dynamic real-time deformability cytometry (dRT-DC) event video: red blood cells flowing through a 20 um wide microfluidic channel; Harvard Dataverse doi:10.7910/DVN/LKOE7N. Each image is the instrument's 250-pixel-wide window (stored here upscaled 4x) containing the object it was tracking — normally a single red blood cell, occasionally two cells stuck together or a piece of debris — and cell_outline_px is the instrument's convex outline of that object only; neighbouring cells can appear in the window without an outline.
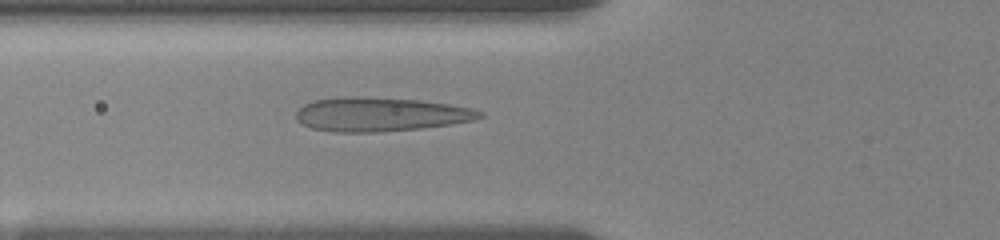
{"species": "human", "species_latin": "Homo sapiens", "temperature_condition": "room temperature", "stored_images_in_passage": 28, "camera_frame_rate_fps": 3000, "um_per_image_px": 0.085, "donor": {"sex": "female"}, "frame": {"image": 1, "passage_image": 8, "time_ms": 5.667, "image_size_px": [1000, 240], "cell_outline_px": [[484, 116], [472, 120], [448, 124], [420, 128], [380, 132], [332, 132], [312, 128], [296, 120], [296, 112], [304, 104], [312, 100], [344, 96], [352, 96], [420, 100], [448, 104], [472, 108], [484, 112]], "centroid_in_image_um": [32.3, 9.71], "position_along_channel_um": 93.5, "area_um2": 36.3}}
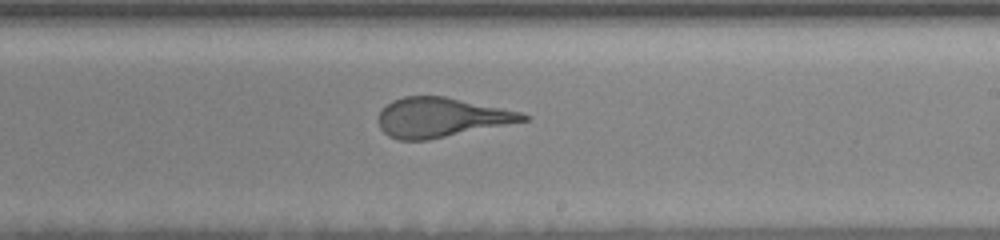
{"frame": {"image": 2, "passage_image": 16, "time_ms": 10.0, "image_size_px": [1000, 240], "cell_outline_px": [[532, 116], [528, 120], [428, 140], [400, 140], [388, 136], [380, 128], [376, 120], [376, 116], [392, 100], [404, 96], [444, 96], [524, 112]], "centroid_in_image_um": [37.49, 9.98], "position_along_channel_um": 251.5, "area_um2": 33.41}}
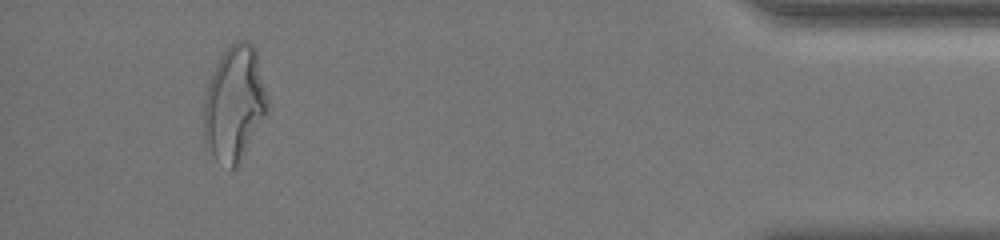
{"frame": {"image": 3, "passage_image": 27, "time_ms": 16.0, "image_size_px": [1000, 240], "cell_outline_px": [[268, 112], [244, 156], [232, 168], [216, 160], [204, 136], [204, 100], [208, 84], [216, 64], [220, 56], [228, 44], [236, 40], [248, 40], [256, 48], [268, 100]], "centroid_in_image_um": [19.95, 8.74], "position_along_channel_um": 415.2, "area_um2": 42.66}, "authors_computed_cell_mechanics": {"area_um2": 34.5355, "velocity_mm_per_s": 3.6318, "shape_relaxation_time_tau1_ms": 7.4102, "shape_relaxation_time_tau2_ms": 0.6278, "deformation_change_tau1": 0.246, "deformation_change_tau2": 0.0935}}